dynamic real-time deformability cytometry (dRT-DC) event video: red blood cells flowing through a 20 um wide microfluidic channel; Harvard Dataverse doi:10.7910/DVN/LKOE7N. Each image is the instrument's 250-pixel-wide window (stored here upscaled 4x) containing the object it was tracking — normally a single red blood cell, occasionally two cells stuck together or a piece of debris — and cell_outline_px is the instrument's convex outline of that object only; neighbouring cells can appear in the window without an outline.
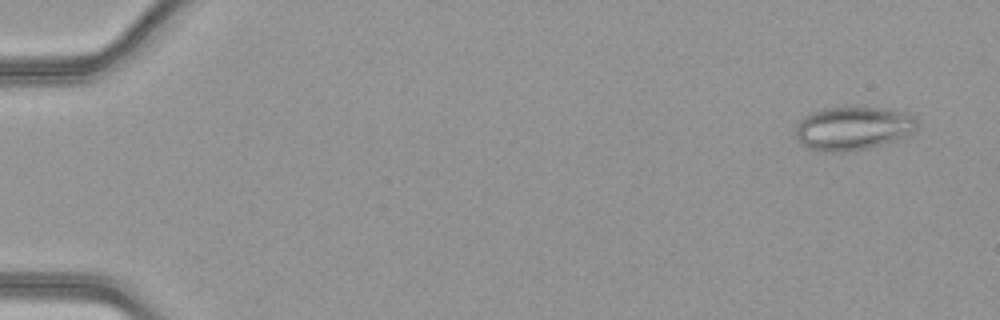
{"species": "common noctule bat (a hibernating species)", "species_latin": "Nyctalus noctula", "temperature_condition": "warm", "stored_images_in_passage": 51, "camera_frame_rate_fps": 3000, "um_per_image_px": 0.085, "animal": {"sex": "female", "body_mass_g": 21.9}, "frame": {"image": 1, "passage_image": 3, "time_ms": 0.667, "image_size_px": [1000, 320], "cell_outline_px": [[920, 128], [916, 132], [908, 136], [896, 140], [868, 148], [844, 152], [824, 152], [808, 148], [796, 136], [796, 124], [804, 116], [812, 112], [824, 108], [864, 104], [888, 108], [904, 112], [916, 116], [920, 124]], "centroid_in_image_um": [72.6, 10.85], "position_along_channel_um": 12.4, "area_um2": 32.08}}
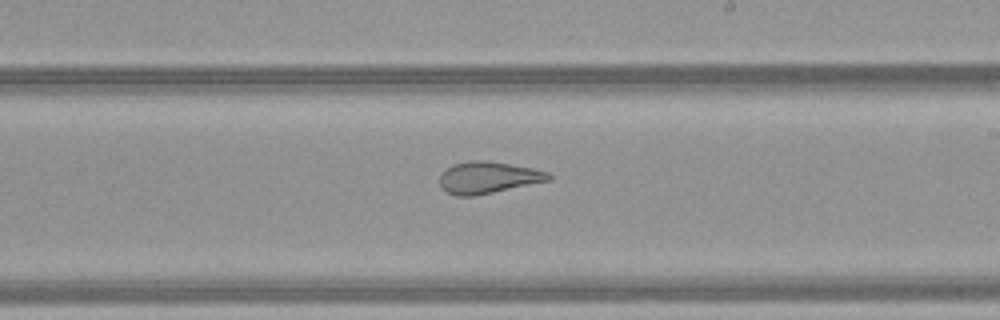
{"frame": {"image": 2, "passage_image": 31, "time_ms": 10.0, "image_size_px": [1000, 320], "cell_outline_px": [[552, 180], [476, 196], [456, 196], [448, 192], [440, 184], [440, 176], [452, 164], [472, 160], [488, 160], [532, 168], [548, 172], [552, 176]], "centroid_in_image_um": [41.53, 15.09], "position_along_channel_um": 247.5, "area_um2": 20.17}}
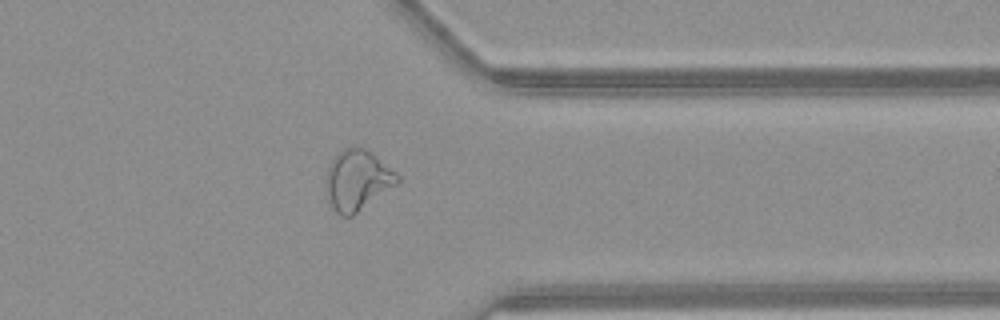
{"frame": {"image": 3, "passage_image": 41, "time_ms": 13.333, "image_size_px": [1000, 320], "cell_outline_px": [[400, 180], [396, 184], [352, 216], [340, 216], [332, 208], [328, 200], [328, 164], [336, 152], [352, 144], [356, 144], [372, 152], [396, 172], [400, 176]], "centroid_in_image_um": [30.38, 15.26], "position_along_channel_um": 381.0, "area_um2": 25.09}, "authors_computed_cell_mechanics": {"area_um2": 27.3394, "velocity_mm_per_s": 4.1466, "shape_relaxation_time_tau1_ms": null, "shape_relaxation_time_tau2_ms": 1.6141, "deformation_change_tau1": null, "deformation_change_tau2": 0.1031}}